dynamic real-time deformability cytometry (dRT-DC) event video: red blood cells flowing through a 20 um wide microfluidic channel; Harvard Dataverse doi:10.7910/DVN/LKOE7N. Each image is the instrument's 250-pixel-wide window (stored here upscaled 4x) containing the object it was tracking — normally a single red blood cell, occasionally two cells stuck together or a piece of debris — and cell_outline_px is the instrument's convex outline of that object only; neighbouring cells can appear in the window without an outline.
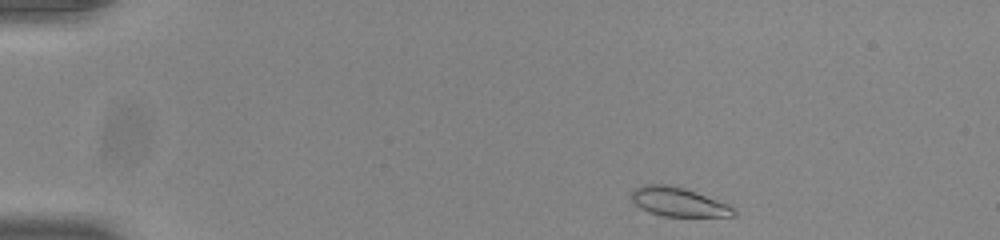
{"species": "common noctule bat (a hibernating species)", "species_latin": "Nyctalus noctula", "temperature_condition": "room temperature", "stored_images_in_passage": 46, "camera_frame_rate_fps": 3000, "um_per_image_px": 0.085, "animal": {"sex": "male", "body_mass_g": 20.0, "forearm_length_mm": 53.3}, "frame": {"image": 1, "passage_image": 1, "time_ms": 0.0, "image_size_px": [1000, 240], "cell_outline_px": [[736, 216], [664, 216], [640, 208], [632, 200], [632, 192], [636, 188], [644, 184], [668, 184], [684, 188], [696, 192], [728, 204], [736, 212]], "centroid_in_image_um": [57.67, 17.16], "position_along_channel_um": 27.3, "area_um2": 16.99}}
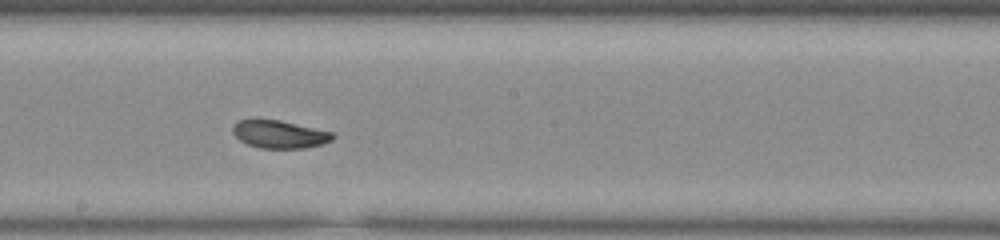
{"frame": {"image": 2, "passage_image": 23, "time_ms": 7.333, "image_size_px": [1000, 240], "cell_outline_px": [[336, 136], [332, 140], [324, 144], [304, 148], [260, 148], [248, 144], [240, 140], [232, 132], [232, 124], [240, 120], [280, 120], [336, 132]], "centroid_in_image_um": [23.82, 11.41], "position_along_channel_um": 224.4, "area_um2": 16.36}}
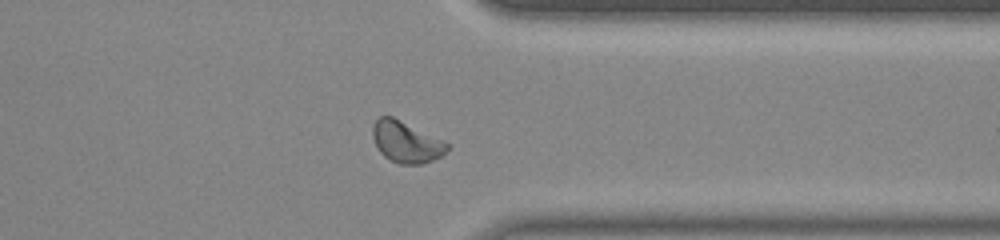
{"frame": {"image": 3, "passage_image": 35, "time_ms": 11.333, "image_size_px": [1000, 240], "cell_outline_px": [[448, 148], [440, 156], [424, 164], [400, 164], [384, 156], [380, 152], [372, 136], [372, 128], [376, 120], [380, 116], [392, 116], [444, 140], [448, 144]], "centroid_in_image_um": [34.52, 12.06], "position_along_channel_um": 376.9, "area_um2": 17.74}, "authors_computed_cell_mechanics": {"area_um2": 17.051, "velocity_mm_per_s": 3.8601, "shape_relaxation_time_tau1_ms": 3.2018, "shape_relaxation_time_tau2_ms": 1.3736, "deformation_change_tau1": 0.115, "deformation_change_tau2": 0.0583}}